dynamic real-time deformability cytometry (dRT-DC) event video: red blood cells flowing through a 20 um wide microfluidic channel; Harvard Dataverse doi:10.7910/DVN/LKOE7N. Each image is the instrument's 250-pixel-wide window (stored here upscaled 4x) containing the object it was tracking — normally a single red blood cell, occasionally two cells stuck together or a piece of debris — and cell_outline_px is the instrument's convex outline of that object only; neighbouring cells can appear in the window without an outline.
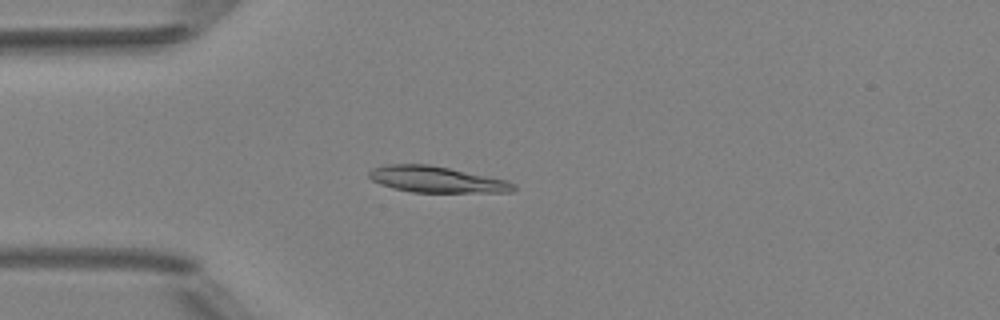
{"species": "Egyptian fruit bat (a non-hibernating species)", "species_latin": "Rousettus aegyptiacus", "temperature_condition": "room temperature", "stored_images_in_passage": 3, "camera_frame_rate_fps": 3000, "um_per_image_px": 0.085, "animal": {"sex": "female"}, "frame": {"image": 1, "passage_image": 3, "time_ms": 2.333, "image_size_px": [1000, 320], "cell_outline_px": [[516, 188], [512, 192], [412, 192], [392, 188], [380, 184], [372, 180], [368, 176], [368, 172], [372, 168], [388, 164], [428, 164], [508, 180], [516, 184]], "centroid_in_image_um": [37.1, 15.25], "position_along_channel_um": 47.9, "area_um2": 22.02}}